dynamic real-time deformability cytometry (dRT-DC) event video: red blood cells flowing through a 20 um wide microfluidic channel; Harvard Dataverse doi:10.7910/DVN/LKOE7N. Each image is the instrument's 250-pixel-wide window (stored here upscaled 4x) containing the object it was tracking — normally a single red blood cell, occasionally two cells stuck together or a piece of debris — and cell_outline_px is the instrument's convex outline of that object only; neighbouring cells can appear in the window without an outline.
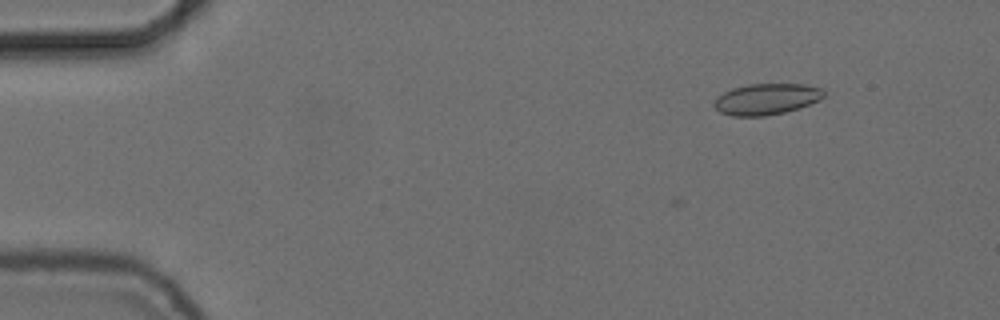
{"species": "common noctule bat (a hibernating species)", "species_latin": "Nyctalus noctula", "temperature_condition": "cold", "stored_images_in_passage": 2, "camera_frame_rate_fps": 3000, "um_per_image_px": 0.085, "animal": {"sex": "female", "body_mass_g": 24.6, "forearm_length_mm": 56.2}, "frame": {"image": 1, "passage_image": 2, "time_ms": 0.333, "image_size_px": [1000, 320], "cell_outline_px": [[824, 96], [820, 100], [800, 108], [784, 112], [764, 116], [732, 116], [720, 112], [712, 104], [716, 96], [732, 88], [748, 84], [804, 84], [824, 88]], "centroid_in_image_um": [65.15, 8.42], "position_along_channel_um": 19.9, "area_um2": 20.11}}